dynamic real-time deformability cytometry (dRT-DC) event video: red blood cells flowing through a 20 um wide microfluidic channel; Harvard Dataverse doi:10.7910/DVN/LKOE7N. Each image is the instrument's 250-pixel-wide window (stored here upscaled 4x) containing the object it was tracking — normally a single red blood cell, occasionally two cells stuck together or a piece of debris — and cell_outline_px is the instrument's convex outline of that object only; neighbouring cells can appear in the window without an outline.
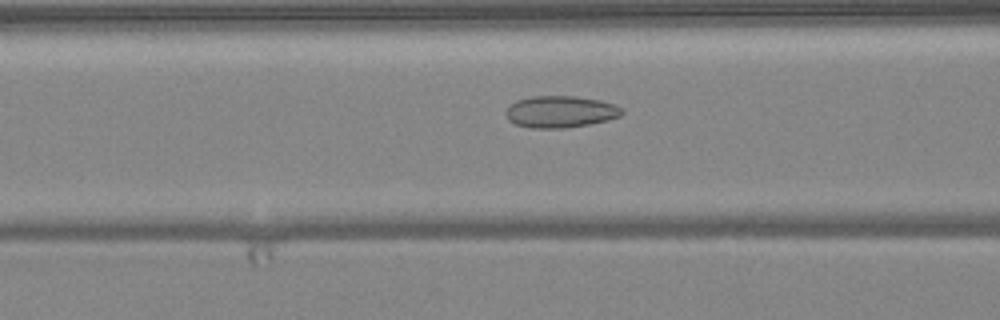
{"species": "common noctule bat (a hibernating species)", "species_latin": "Nyctalus noctula", "temperature_condition": "warm", "stored_images_in_passage": 50, "camera_frame_rate_fps": 3000, "um_per_image_px": 0.085, "animal": {"sex": "female", "body_mass_g": 24.6, "forearm_length_mm": 56.2}, "frame": {"image": 1, "passage_image": 20, "time_ms": 6.333, "image_size_px": [1000, 320], "cell_outline_px": [[624, 112], [620, 116], [608, 120], [588, 124], [564, 128], [528, 128], [516, 124], [508, 120], [504, 112], [516, 100], [532, 96], [572, 96], [600, 100], [616, 104], [624, 108]], "centroid_in_image_um": [47.65, 9.5], "position_along_channel_um": 119.0, "area_um2": 21.62}}
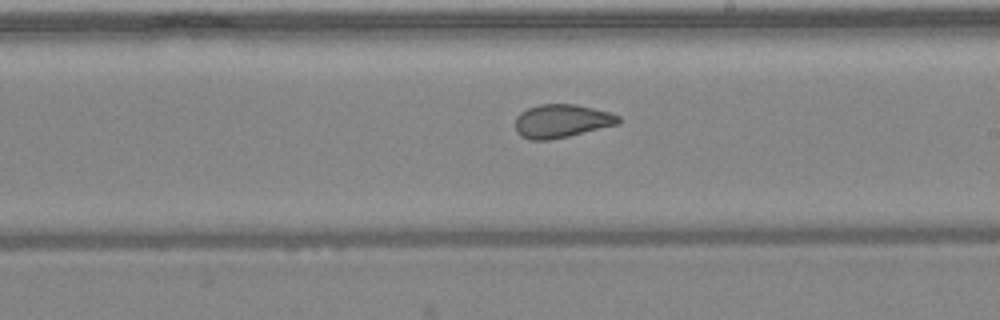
{"frame": {"image": 2, "passage_image": 29, "time_ms": 9.333, "image_size_px": [1000, 320], "cell_outline_px": [[620, 124], [568, 136], [548, 140], [528, 140], [520, 136], [516, 132], [516, 116], [520, 112], [528, 108], [540, 104], [576, 104], [608, 112], [620, 116]], "centroid_in_image_um": [47.72, 10.29], "position_along_channel_um": 241.3, "area_um2": 20.11}}
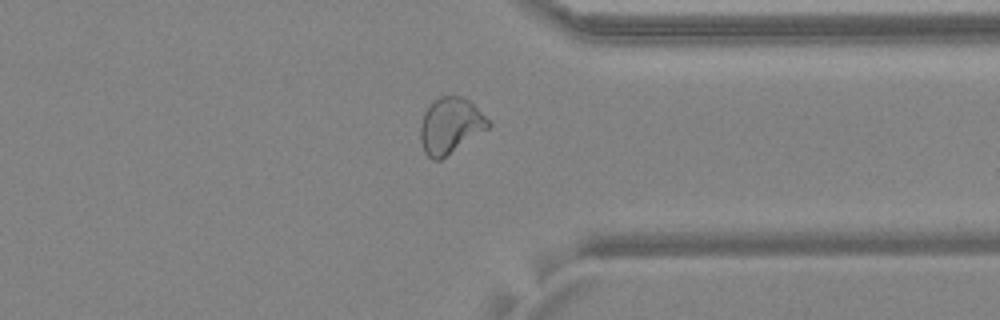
{"frame": {"image": 3, "passage_image": 39, "time_ms": 12.667, "image_size_px": [1000, 320], "cell_outline_px": [[492, 124], [488, 128], [440, 160], [432, 160], [424, 152], [420, 140], [420, 124], [424, 112], [432, 100], [440, 96], [464, 96], [492, 120]], "centroid_in_image_um": [38.28, 10.65], "position_along_channel_um": 373.1, "area_um2": 22.37}, "authors_computed_cell_mechanics": {"area_um2": 23.6113, "velocity_mm_per_s": 4.0747, "shape_relaxation_time_tau1_ms": null, "shape_relaxation_time_tau2_ms": 1.0969, "deformation_change_tau1": null, "deformation_change_tau2": 0.0635}}